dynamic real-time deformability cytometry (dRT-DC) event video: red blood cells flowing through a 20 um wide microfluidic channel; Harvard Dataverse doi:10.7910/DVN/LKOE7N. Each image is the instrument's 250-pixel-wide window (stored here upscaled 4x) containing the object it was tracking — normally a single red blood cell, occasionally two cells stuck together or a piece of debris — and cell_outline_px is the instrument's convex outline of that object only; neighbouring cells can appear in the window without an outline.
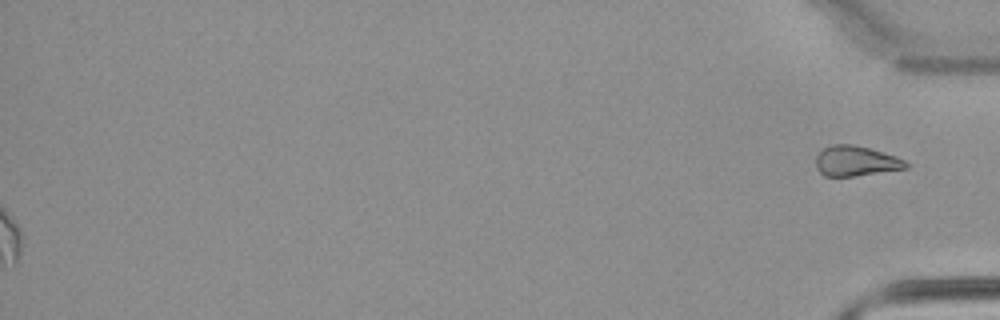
{"species": "common noctule bat (a hibernating species)", "species_latin": "Nyctalus noctula", "temperature_condition": "warm", "stored_images_in_passage": 40, "segment_of_instrument_passage": [2, 2], "camera_frame_rate_fps": 3000, "um_per_image_px": 0.085, "animal": {"sex": "male", "body_mass_g": 21.5, "forearm_length_mm": 52.0}, "frame": {"image": 1, "passage_image": 40, "time_ms": 13.0, "image_size_px": [1000, 320], "cell_outline_px": [[908, 168], [856, 176], [824, 176], [816, 168], [816, 156], [824, 148], [832, 144], [852, 144], [868, 148], [896, 156], [904, 160], [908, 164]], "centroid_in_image_um": [72.73, 13.69], "position_along_channel_um": 362.5, "area_um2": 15.78}}